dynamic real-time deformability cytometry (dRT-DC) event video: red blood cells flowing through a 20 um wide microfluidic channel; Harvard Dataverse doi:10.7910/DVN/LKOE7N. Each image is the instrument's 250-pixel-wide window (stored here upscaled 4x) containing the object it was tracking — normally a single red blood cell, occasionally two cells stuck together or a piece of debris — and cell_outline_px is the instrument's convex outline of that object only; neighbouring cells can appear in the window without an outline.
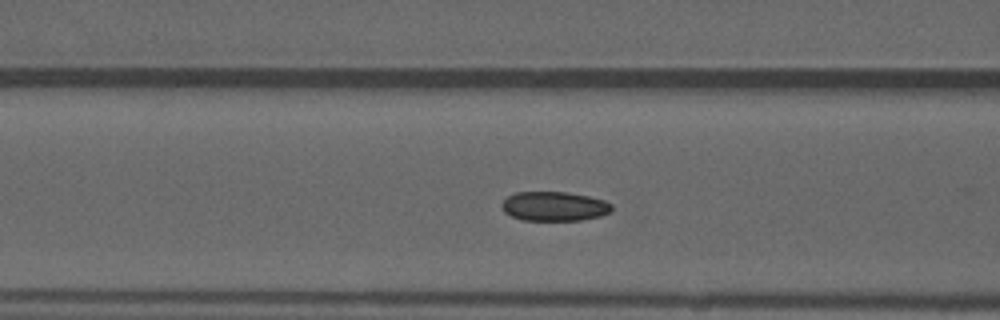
{"species": "common noctule bat (a hibernating species)", "species_latin": "Nyctalus noctula", "temperature_condition": "warm", "stored_images_in_passage": 22, "camera_frame_rate_fps": 3000, "um_per_image_px": 0.085, "animal": {"sex": "male", "forearm_length_mm": 52.5}, "frame": {"image": 1, "passage_image": 6, "time_ms": 1.667, "image_size_px": [1000, 320], "cell_outline_px": [[612, 212], [600, 216], [580, 220], [520, 220], [504, 212], [500, 204], [508, 196], [516, 192], [568, 192], [588, 196], [604, 200], [612, 204]], "centroid_in_image_um": [47.11, 17.53], "position_along_channel_um": 119.5, "area_um2": 18.9}}